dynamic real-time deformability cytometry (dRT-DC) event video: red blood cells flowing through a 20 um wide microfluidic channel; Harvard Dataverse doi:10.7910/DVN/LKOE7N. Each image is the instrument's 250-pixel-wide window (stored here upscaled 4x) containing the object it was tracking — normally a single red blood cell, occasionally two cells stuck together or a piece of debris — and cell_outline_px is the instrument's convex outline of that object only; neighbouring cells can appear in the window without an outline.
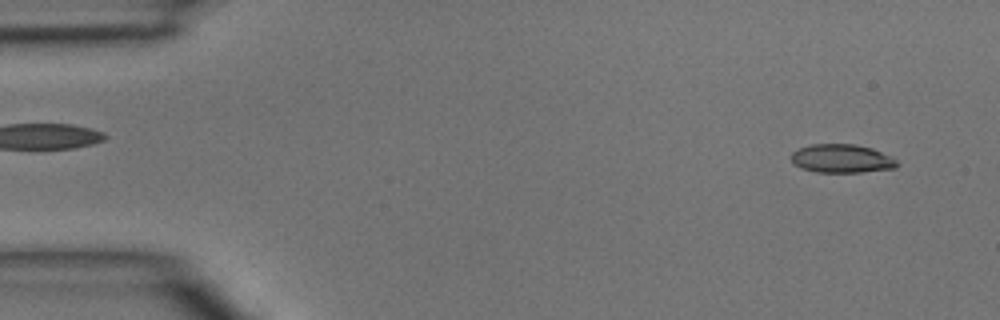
{"species": "common noctule bat (a hibernating species)", "species_latin": "Nyctalus noctula", "temperature_condition": "room temperature", "stored_images_in_passage": 46, "camera_frame_rate_fps": 3000, "um_per_image_px": 0.085, "animal": {"sex": "male", "body_mass_g": 15.6}, "frame": {"image": 1, "passage_image": 3, "time_ms": 0.667, "image_size_px": [1000, 320], "cell_outline_px": [[900, 164], [896, 168], [860, 172], [816, 172], [800, 168], [792, 160], [792, 152], [800, 148], [812, 144], [852, 144], [872, 148], [892, 156]], "centroid_in_image_um": [71.59, 13.48], "position_along_channel_um": 13.4, "area_um2": 17.57}}
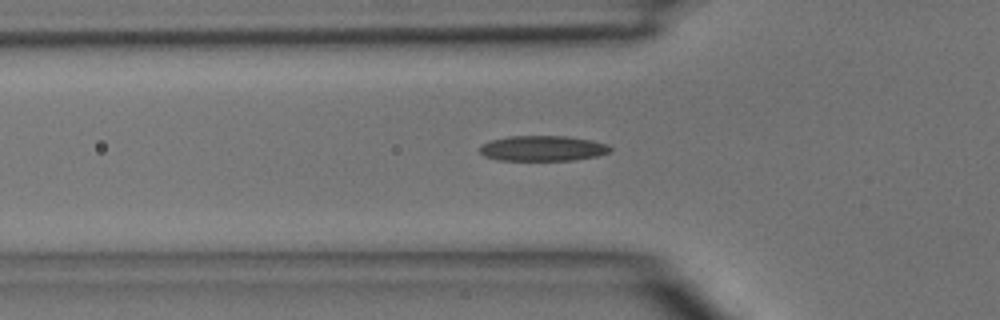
{"frame": {"image": 2, "passage_image": 15, "time_ms": 4.667, "image_size_px": [1000, 320], "cell_outline_px": [[612, 148], [608, 152], [596, 156], [572, 160], [500, 160], [484, 156], [480, 152], [480, 148], [484, 144], [492, 140], [508, 136], [568, 136], [592, 140], [608, 144]], "centroid_in_image_um": [46.15, 12.6], "position_along_channel_um": 79.6, "area_um2": 19.13}}
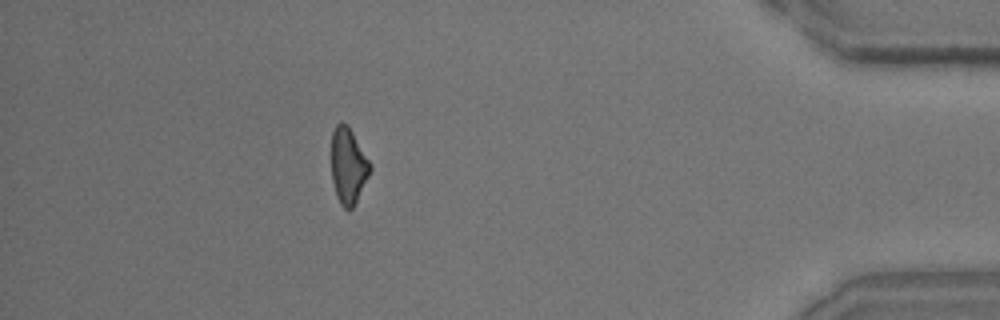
{"frame": {"image": 3, "passage_image": 41, "time_ms": 13.333, "image_size_px": [1000, 320], "cell_outline_px": [[372, 168], [352, 208], [348, 212], [340, 204], [336, 196], [332, 180], [332, 132], [336, 124], [340, 120], [348, 124], [372, 164]], "centroid_in_image_um": [29.6, 14.06], "position_along_channel_um": 405.6, "area_um2": 17.22}}